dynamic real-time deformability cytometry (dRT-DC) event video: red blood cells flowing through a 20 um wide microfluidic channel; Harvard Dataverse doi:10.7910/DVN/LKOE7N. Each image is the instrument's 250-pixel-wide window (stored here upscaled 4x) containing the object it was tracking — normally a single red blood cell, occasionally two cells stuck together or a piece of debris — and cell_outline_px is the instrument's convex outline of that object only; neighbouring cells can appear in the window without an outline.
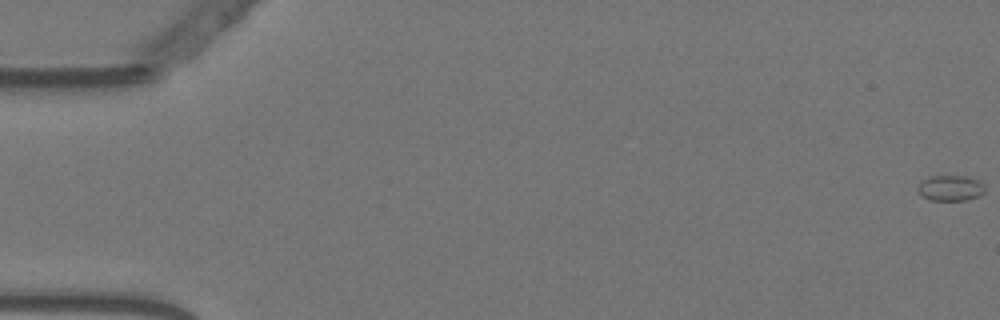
{"species": "Egyptian fruit bat (a non-hibernating species)", "species_latin": "Rousettus aegyptiacus", "temperature_condition": "warm", "stored_images_in_passage": 16, "camera_frame_rate_fps": 3000, "um_per_image_px": 0.085, "animal": {"sex": "female"}, "frame": {"image": 1, "passage_image": 1, "time_ms": 0.0, "image_size_px": [1000, 320], "cell_outline_px": [[984, 192], [980, 196], [964, 200], [928, 200], [920, 196], [916, 192], [916, 188], [928, 176], [964, 176], [980, 180], [984, 184]], "centroid_in_image_um": [80.76, 15.99], "position_along_channel_um": 4.2, "area_um2": 10.17}}